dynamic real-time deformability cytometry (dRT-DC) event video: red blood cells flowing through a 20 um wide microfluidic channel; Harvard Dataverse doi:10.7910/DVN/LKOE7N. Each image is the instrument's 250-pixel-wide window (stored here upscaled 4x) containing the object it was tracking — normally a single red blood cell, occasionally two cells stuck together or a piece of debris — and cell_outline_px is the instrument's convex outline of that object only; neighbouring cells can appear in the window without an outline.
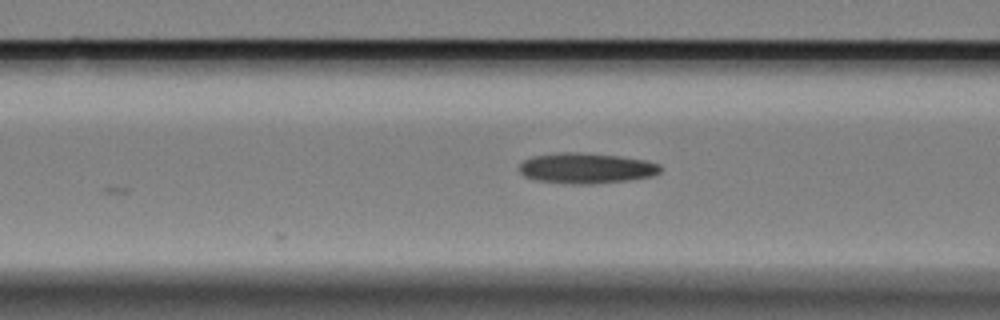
{"species": "Egyptian fruit bat (a non-hibernating species)", "species_latin": "Rousettus aegyptiacus", "temperature_condition": "cold", "stored_images_in_passage": 8, "camera_frame_rate_fps": 3000, "um_per_image_px": 0.085, "animal": {"sex": "female"}, "frame": {"image": 1, "passage_image": 8, "time_ms": 2.333, "image_size_px": [1000, 320], "cell_outline_px": [[660, 172], [652, 176], [628, 180], [596, 184], [572, 184], [536, 180], [524, 176], [520, 172], [520, 164], [524, 160], [532, 156], [560, 152], [576, 152], [620, 156], [648, 160], [660, 164]], "centroid_in_image_um": [49.84, 14.29], "position_along_channel_um": 116.8, "area_um2": 25.2}}